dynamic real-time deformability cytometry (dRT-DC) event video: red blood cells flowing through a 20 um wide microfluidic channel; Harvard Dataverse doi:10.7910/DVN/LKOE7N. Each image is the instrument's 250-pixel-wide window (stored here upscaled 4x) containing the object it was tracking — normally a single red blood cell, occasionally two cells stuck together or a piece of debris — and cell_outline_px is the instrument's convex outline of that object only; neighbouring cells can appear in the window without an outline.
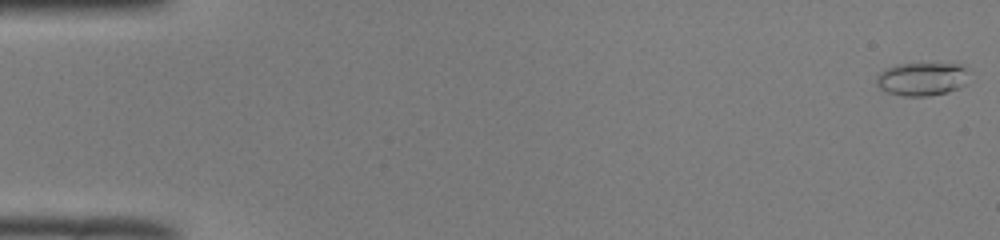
{"species": "common noctule bat (a hibernating species)", "species_latin": "Nyctalus noctula", "temperature_condition": "room temperature", "stored_images_in_passage": 52, "camera_frame_rate_fps": 3000, "um_per_image_px": 0.085, "animal": {"sex": "male", "body_mass_g": 19.0, "forearm_length_mm": 50.8}, "frame": {"image": 1, "passage_image": 1, "time_ms": 0.0, "image_size_px": [1000, 240], "cell_outline_px": [[964, 84], [948, 92], [928, 96], [904, 96], [888, 92], [880, 88], [876, 80], [876, 76], [884, 68], [900, 64], [956, 64], [964, 68]], "centroid_in_image_um": [78.27, 6.72], "position_along_channel_um": 6.7, "area_um2": 17.4}}
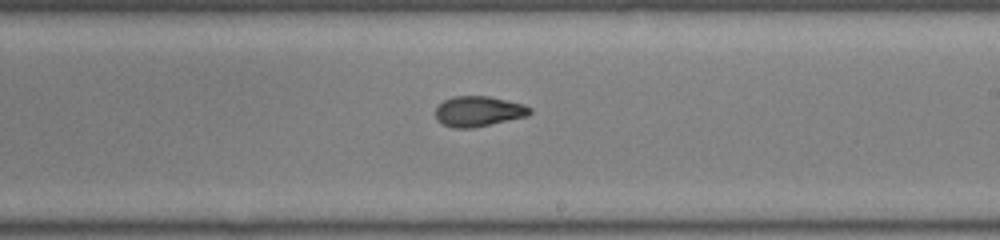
{"frame": {"image": 2, "passage_image": 31, "time_ms": 10.0, "image_size_px": [1000, 240], "cell_outline_px": [[532, 112], [528, 116], [472, 128], [452, 128], [436, 120], [436, 108], [444, 100], [452, 96], [488, 96], [524, 104], [532, 108]], "centroid_in_image_um": [40.68, 9.46], "position_along_channel_um": 248.3, "area_um2": 16.7}}
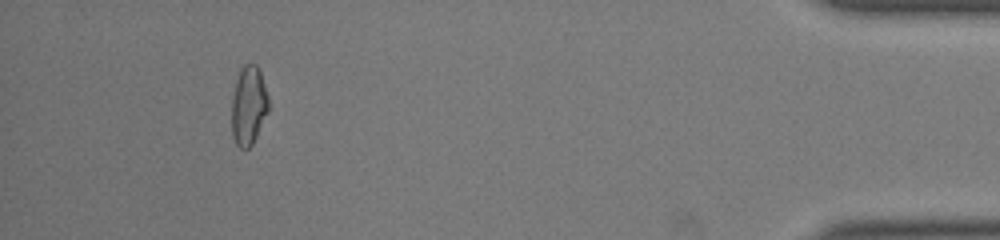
{"frame": {"image": 3, "passage_image": 48, "time_ms": 15.667, "image_size_px": [1000, 240], "cell_outline_px": [[268, 112], [252, 144], [248, 148], [240, 148], [236, 144], [232, 136], [232, 96], [236, 80], [240, 68], [244, 64], [256, 64], [260, 68], [268, 96]], "centroid_in_image_um": [21.13, 8.94], "position_along_channel_um": 414.1, "area_um2": 17.05}, "authors_computed_cell_mechanics": {"area_um2": 16.6753, "velocity_mm_per_s": 4.0105, "shape_relaxation_time_tau1_ms": 8.4896, "shape_relaxation_time_tau2_ms": 1.9817, "deformation_change_tau1": 0.2414, "deformation_change_tau2": 0.0816}}